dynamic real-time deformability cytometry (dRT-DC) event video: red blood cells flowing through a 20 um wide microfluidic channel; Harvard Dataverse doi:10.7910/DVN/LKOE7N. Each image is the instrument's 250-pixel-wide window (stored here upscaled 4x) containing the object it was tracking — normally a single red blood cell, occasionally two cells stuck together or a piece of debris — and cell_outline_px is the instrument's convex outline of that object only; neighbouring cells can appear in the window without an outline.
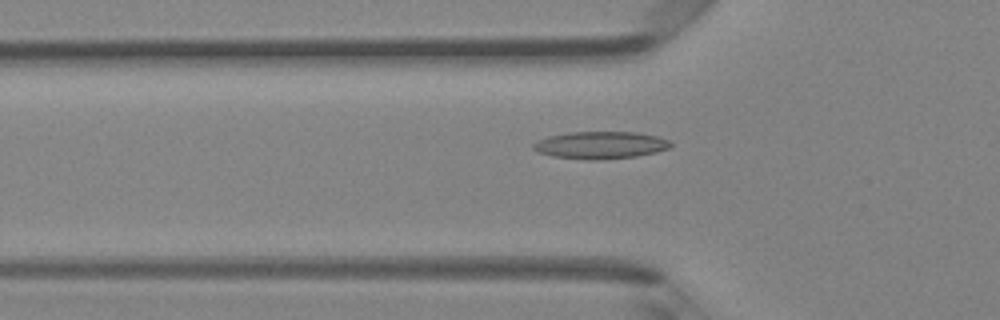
{"species": "Egyptian fruit bat (a non-hibernating species)", "species_latin": "Rousettus aegyptiacus", "temperature_condition": "room temperature", "stored_images_in_passage": 33, "camera_frame_rate_fps": 3000, "um_per_image_px": 0.085, "animal": {"sex": "female"}, "frame": {"image": 1, "passage_image": 2, "time_ms": 0.333, "image_size_px": [1000, 320], "cell_outline_px": [[672, 144], [668, 148], [656, 152], [636, 156], [600, 160], [588, 160], [552, 156], [536, 152], [532, 148], [532, 144], [548, 136], [572, 132], [636, 132], [656, 136], [668, 140]], "centroid_in_image_um": [51.01, 12.34], "position_along_channel_um": 74.8, "area_um2": 21.79}}
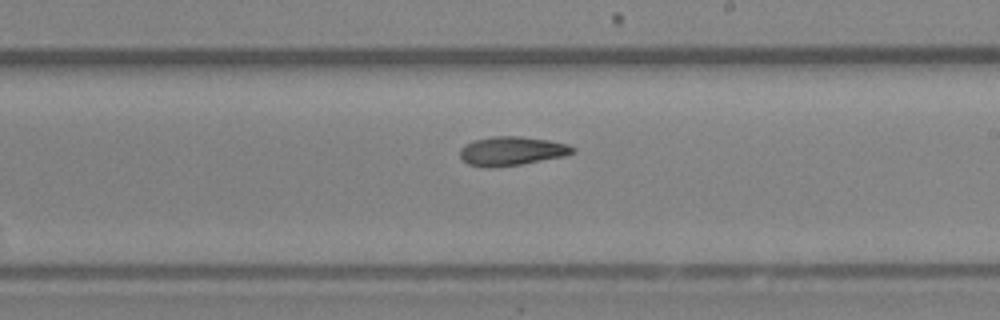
{"frame": {"image": 2, "passage_image": 14, "time_ms": 4.333, "image_size_px": [1000, 320], "cell_outline_px": [[576, 152], [564, 156], [520, 164], [492, 168], [468, 164], [460, 156], [460, 148], [464, 144], [472, 140], [492, 136], [520, 136], [548, 140], [568, 144], [576, 148]], "centroid_in_image_um": [43.49, 12.82], "position_along_channel_um": 245.5, "area_um2": 19.07}}
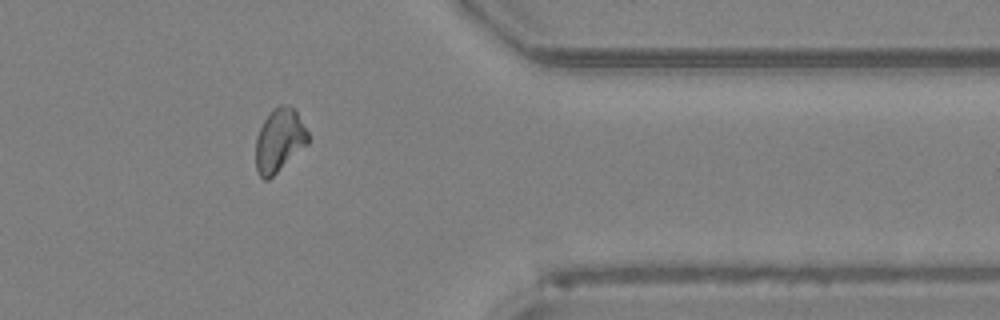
{"frame": {"image": 3, "passage_image": 25, "time_ms": 8.0, "image_size_px": [1000, 320], "cell_outline_px": [[308, 144], [268, 180], [264, 180], [260, 176], [256, 168], [256, 136], [264, 120], [272, 108], [280, 104], [292, 108], [296, 112], [308, 132]], "centroid_in_image_um": [23.73, 11.93], "position_along_channel_um": 387.7, "area_um2": 19.07}, "authors_computed_cell_mechanics": {"area_um2": 18.9006, "velocity_mm_per_s": 4.2731, "shape_relaxation_time_tau1_ms": null, "shape_relaxation_time_tau2_ms": 4.9626, "deformation_change_tau1": null, "deformation_change_tau2": 0.12}}